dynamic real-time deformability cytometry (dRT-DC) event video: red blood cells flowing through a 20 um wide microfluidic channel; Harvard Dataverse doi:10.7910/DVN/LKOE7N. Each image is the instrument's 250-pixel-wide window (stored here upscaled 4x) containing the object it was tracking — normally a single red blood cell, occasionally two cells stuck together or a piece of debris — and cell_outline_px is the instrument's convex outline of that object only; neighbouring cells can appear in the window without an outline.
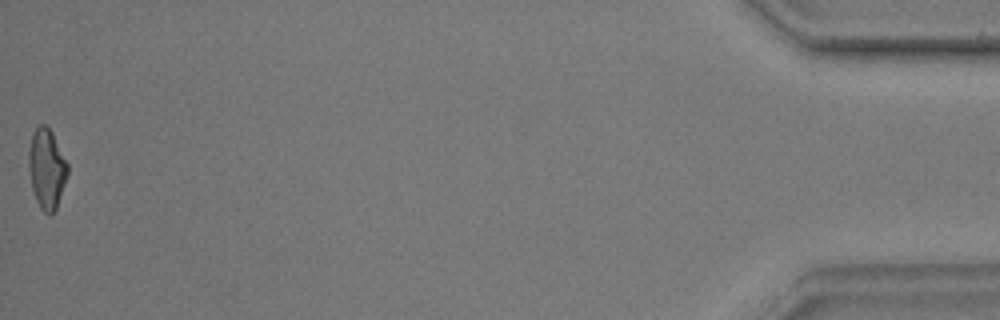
{"species": "common noctule bat (a hibernating species)", "species_latin": "Nyctalus noctula", "temperature_condition": "warm", "stored_images_in_passage": 40, "camera_frame_rate_fps": 3000, "um_per_image_px": 0.085, "animal": {"sex": "male", "body_mass_g": 17.9, "forearm_length_mm": 54.2}, "frame": {"image": 1, "passage_image": 40, "time_ms": 13.0, "image_size_px": [1000, 320], "cell_outline_px": [[68, 176], [56, 208], [52, 216], [48, 216], [40, 208], [36, 200], [32, 188], [28, 168], [28, 152], [32, 132], [40, 124], [44, 124], [52, 132], [68, 164]], "centroid_in_image_um": [3.96, 14.36], "position_along_channel_um": 431.2, "area_um2": 18.32}, "authors_computed_cell_mechanics": {"area_um2": 18.0914, "velocity_mm_per_s": 3.7311, "shape_relaxation_time_tau1_ms": 3.5992, "shape_relaxation_time_tau2_ms": 1.596, "deformation_change_tau1": 0.164, "deformation_change_tau2": 0.0865}}